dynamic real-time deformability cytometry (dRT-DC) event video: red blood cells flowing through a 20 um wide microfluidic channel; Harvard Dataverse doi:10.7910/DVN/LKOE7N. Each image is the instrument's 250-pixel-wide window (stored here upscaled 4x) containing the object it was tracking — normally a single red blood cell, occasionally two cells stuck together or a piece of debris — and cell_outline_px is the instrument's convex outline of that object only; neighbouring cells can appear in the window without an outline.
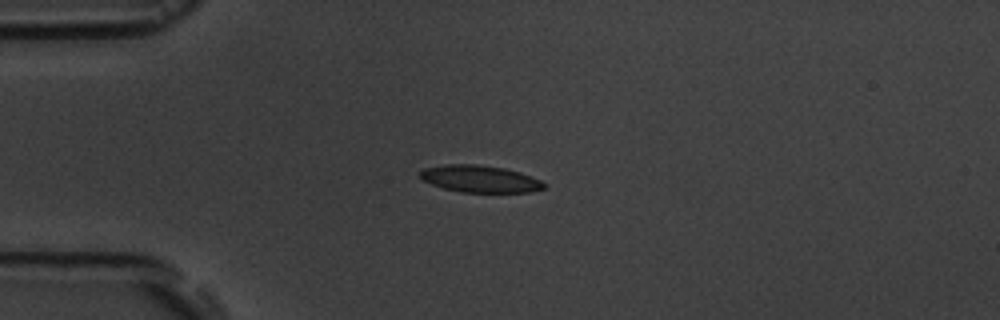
{"species": "common noctule bat (a hibernating species)", "species_latin": "Nyctalus noctula", "temperature_condition": "room temperature", "stored_images_in_passage": 4, "camera_frame_rate_fps": 3000, "um_per_image_px": 0.085, "animal": {"sex": "male", "body_mass_g": 19.5, "forearm_length_mm": 54.6}, "frame": {"image": 1, "passage_image": 3, "time_ms": 2.333, "image_size_px": [1000, 320], "cell_outline_px": [[544, 188], [528, 192], [460, 192], [444, 188], [432, 184], [424, 180], [420, 176], [420, 172], [424, 168], [444, 164], [476, 164], [504, 168], [520, 172], [540, 180], [544, 184]], "centroid_in_image_um": [40.77, 15.2], "position_along_channel_um": 44.2, "area_um2": 19.31}}